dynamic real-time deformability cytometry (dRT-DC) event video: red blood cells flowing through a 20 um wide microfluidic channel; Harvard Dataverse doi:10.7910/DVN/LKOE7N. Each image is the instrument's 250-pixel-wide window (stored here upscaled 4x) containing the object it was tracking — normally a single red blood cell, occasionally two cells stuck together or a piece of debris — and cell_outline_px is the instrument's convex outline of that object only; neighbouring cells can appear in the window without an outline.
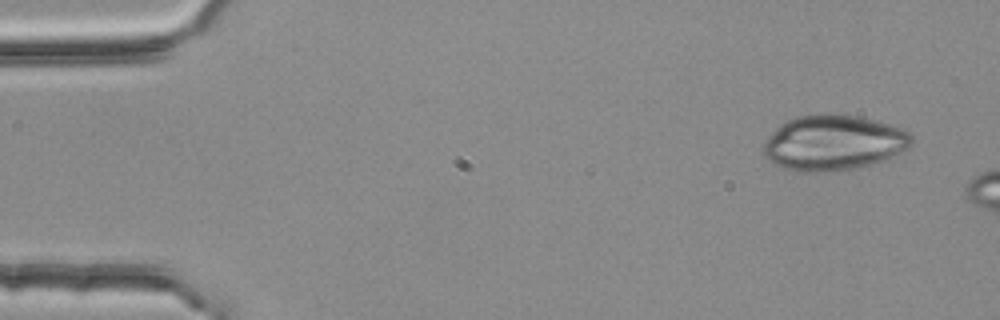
{"species": "common noctule bat (a hibernating species)", "species_latin": "Nyctalus noctula", "temperature_condition": "room temperature", "stored_images_in_passage": 3, "camera_frame_rate_fps": 3000, "um_per_image_px": 0.085, "animal": {"sex": "female", "body_mass_g": 25.1}, "frame": {"image": 1, "passage_image": 1, "time_ms": 0.0, "image_size_px": [1000, 320], "cell_outline_px": [[912, 144], [908, 148], [884, 160], [856, 168], [828, 172], [800, 172], [784, 168], [776, 164], [764, 156], [760, 148], [772, 132], [780, 124], [796, 116], [820, 112], [824, 112], [856, 116], [904, 128], [912, 136]], "centroid_in_image_um": [70.81, 12.12], "position_along_channel_um": 14.2, "area_um2": 48.09}}